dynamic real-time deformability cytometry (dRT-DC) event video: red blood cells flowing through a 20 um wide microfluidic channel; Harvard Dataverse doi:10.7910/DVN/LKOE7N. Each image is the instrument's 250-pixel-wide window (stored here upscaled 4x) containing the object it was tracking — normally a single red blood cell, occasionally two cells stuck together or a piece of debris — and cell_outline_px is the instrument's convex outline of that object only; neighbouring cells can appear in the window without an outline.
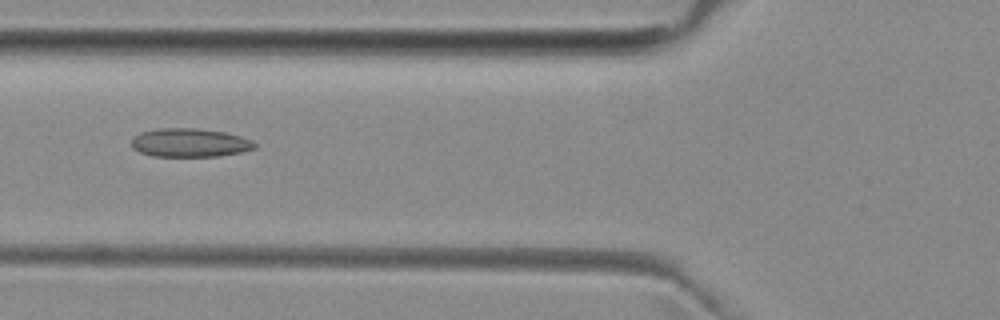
{"species": "common noctule bat (a hibernating species)", "species_latin": "Nyctalus noctula", "temperature_condition": "room temperature", "stored_images_in_passage": 6, "camera_frame_rate_fps": 3000, "um_per_image_px": 0.085, "animal": {"sex": "female", "body_mass_g": 29.2, "forearm_length_mm": 56.3}, "frame": {"image": 1, "passage_image": 6, "time_ms": 5.667, "image_size_px": [1000, 320], "cell_outline_px": [[256, 148], [240, 152], [220, 156], [152, 156], [140, 152], [132, 148], [132, 136], [140, 132], [156, 128], [196, 128], [224, 132], [240, 136], [252, 140], [256, 144]], "centroid_in_image_um": [16.1, 12.12], "position_along_channel_um": 109.7, "area_um2": 20.63}}